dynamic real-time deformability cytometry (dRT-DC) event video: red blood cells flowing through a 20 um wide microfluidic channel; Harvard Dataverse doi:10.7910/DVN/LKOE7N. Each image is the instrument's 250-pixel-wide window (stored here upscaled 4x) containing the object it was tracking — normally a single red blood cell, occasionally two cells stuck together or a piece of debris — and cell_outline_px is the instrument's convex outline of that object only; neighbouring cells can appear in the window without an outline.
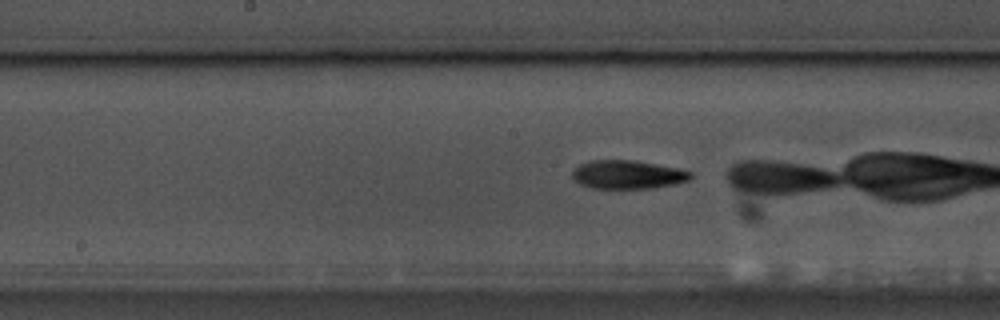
{"species": "common noctule bat (a hibernating species)", "species_latin": "Nyctalus noctula", "temperature_condition": "warm", "stored_images_in_passage": 33, "camera_frame_rate_fps": 3000, "um_per_image_px": 0.085, "animal": {"sex": "male", "body_mass_g": 17.5, "forearm_length_mm": 52.3}, "frame": {"image": 1, "passage_image": 17, "time_ms": 5.333, "image_size_px": [1000, 320], "cell_outline_px": [[692, 176], [688, 180], [676, 184], [652, 188], [592, 188], [580, 184], [572, 176], [572, 172], [580, 164], [592, 160], [632, 160], [656, 164], [676, 168], [692, 172]], "centroid_in_image_um": [53.36, 14.84], "position_along_channel_um": 194.8, "area_um2": 19.48}}